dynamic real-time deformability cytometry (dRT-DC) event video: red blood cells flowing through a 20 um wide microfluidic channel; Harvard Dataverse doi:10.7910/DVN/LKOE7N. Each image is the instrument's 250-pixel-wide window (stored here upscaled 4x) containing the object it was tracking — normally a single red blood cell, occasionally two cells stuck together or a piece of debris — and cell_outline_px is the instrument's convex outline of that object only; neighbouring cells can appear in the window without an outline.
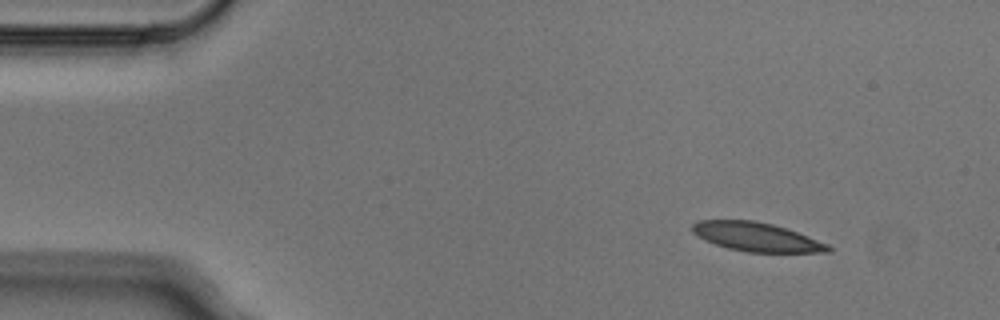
{"species": "Egyptian fruit bat (a non-hibernating species)", "species_latin": "Rousettus aegyptiacus", "temperature_condition": "cold", "stored_images_in_passage": 3, "camera_frame_rate_fps": 3000, "um_per_image_px": 0.085, "animal": {"sex": "male"}, "frame": {"image": 1, "passage_image": 1, "time_ms": 0.0, "image_size_px": [1000, 320], "cell_outline_px": [[832, 252], [748, 252], [728, 248], [704, 240], [692, 232], [692, 224], [696, 220], [756, 220], [772, 224], [808, 236], [828, 244], [832, 248]], "centroid_in_image_um": [64.28, 20.13], "position_along_channel_um": 20.7, "area_um2": 22.77}}